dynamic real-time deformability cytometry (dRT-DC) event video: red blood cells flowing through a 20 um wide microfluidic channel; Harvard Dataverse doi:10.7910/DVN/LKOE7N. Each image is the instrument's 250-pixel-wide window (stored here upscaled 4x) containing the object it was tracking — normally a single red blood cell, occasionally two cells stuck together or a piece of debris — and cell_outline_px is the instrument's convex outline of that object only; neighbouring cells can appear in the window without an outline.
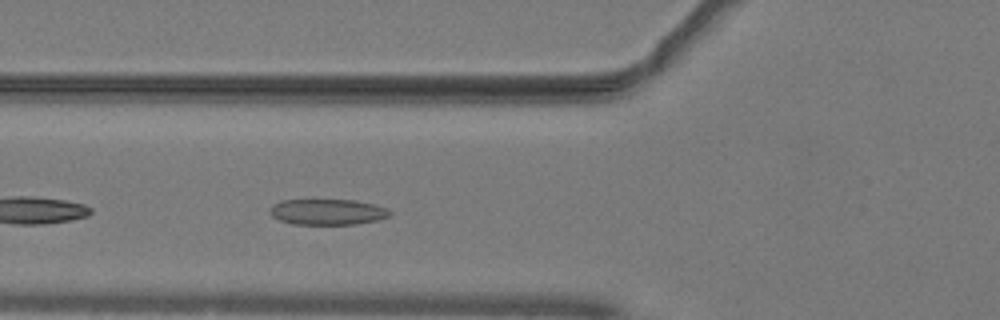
{"species": "common noctule bat (a hibernating species)", "species_latin": "Nyctalus noctula", "temperature_condition": "warm", "stored_images_in_passage": 35, "camera_frame_rate_fps": 3000, "um_per_image_px": 0.085, "animal": {"sex": "male", "body_mass_g": 19.2, "forearm_length_mm": 51.8}, "frame": {"image": 1, "passage_image": 4, "time_ms": 1.0, "image_size_px": [1000, 320], "cell_outline_px": [[392, 212], [388, 216], [376, 220], [356, 224], [292, 224], [280, 220], [272, 216], [272, 208], [280, 200], [352, 200], [376, 204], [388, 208]], "centroid_in_image_um": [27.89, 18.01], "position_along_channel_um": 97.9, "area_um2": 17.8}}
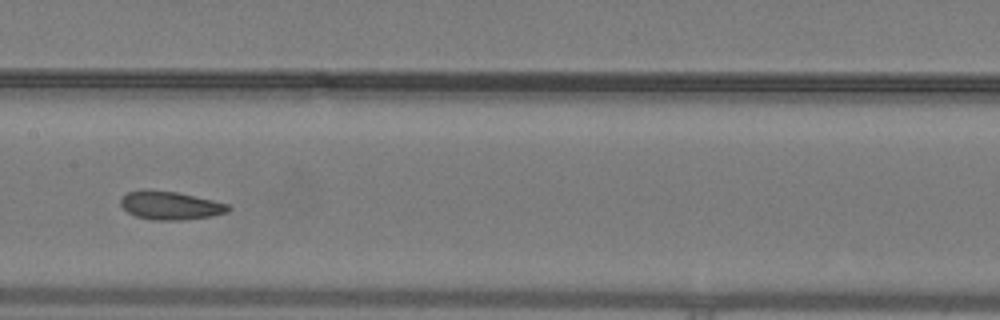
{"frame": {"image": 2, "passage_image": 11, "time_ms": 3.333, "image_size_px": [1000, 320], "cell_outline_px": [[232, 208], [228, 212], [212, 216], [184, 220], [152, 220], [136, 216], [128, 212], [120, 204], [120, 200], [128, 192], [144, 188], [148, 188], [176, 192], [212, 200], [228, 204]], "centroid_in_image_um": [14.47, 17.46], "position_along_channel_um": 192.9, "area_um2": 17.92}}
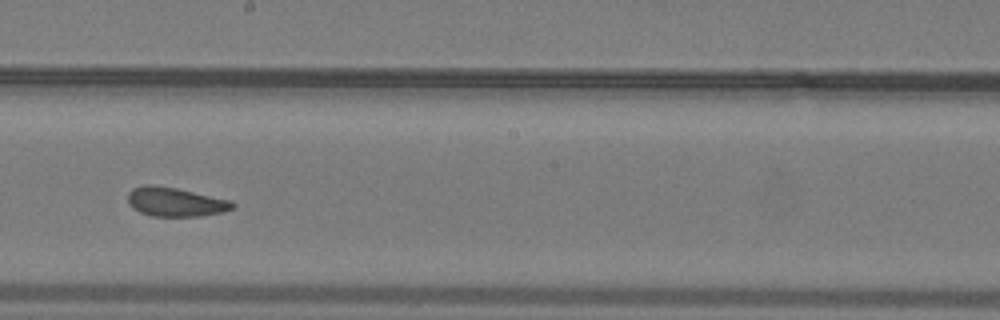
{"frame": {"image": 3, "passage_image": 14, "time_ms": 4.333, "image_size_px": [1000, 320], "cell_outline_px": [[236, 204], [232, 208], [220, 212], [200, 216], [152, 216], [140, 212], [132, 208], [128, 204], [128, 192], [132, 188], [144, 184], [152, 184], [176, 188], [232, 200]], "centroid_in_image_um": [14.87, 17.15], "position_along_channel_um": 233.3, "area_um2": 17.8}}